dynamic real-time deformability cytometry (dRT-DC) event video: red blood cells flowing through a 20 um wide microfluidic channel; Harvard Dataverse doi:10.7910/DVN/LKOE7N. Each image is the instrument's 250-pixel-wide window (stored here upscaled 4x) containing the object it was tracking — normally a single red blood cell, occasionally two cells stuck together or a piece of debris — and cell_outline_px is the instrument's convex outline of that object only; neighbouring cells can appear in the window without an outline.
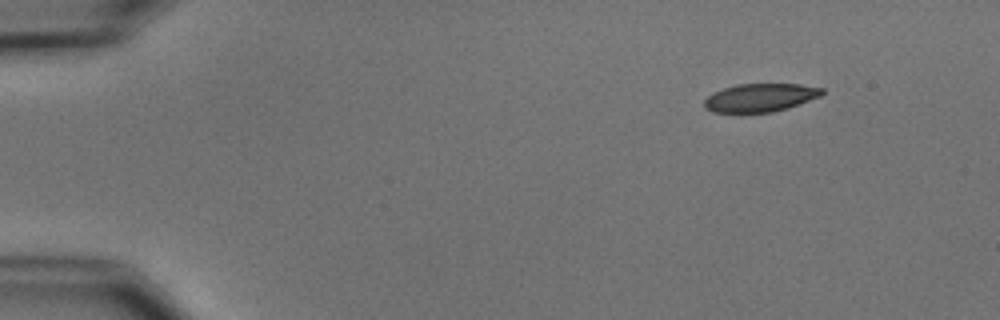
{"species": "common noctule bat (a hibernating species)", "species_latin": "Nyctalus noctula", "temperature_condition": "cold", "stored_images_in_passage": 5, "camera_frame_rate_fps": 3000, "um_per_image_px": 0.085, "animal": {"sex": "male", "body_mass_g": 15.6}, "frame": {"image": 1, "passage_image": 1, "time_ms": 0.0, "image_size_px": [1000, 320], "cell_outline_px": [[824, 92], [820, 96], [788, 108], [772, 112], [712, 112], [704, 108], [704, 100], [712, 92], [736, 84], [800, 84], [824, 88]], "centroid_in_image_um": [64.61, 8.29], "position_along_channel_um": 20.4, "area_um2": 19.36}}
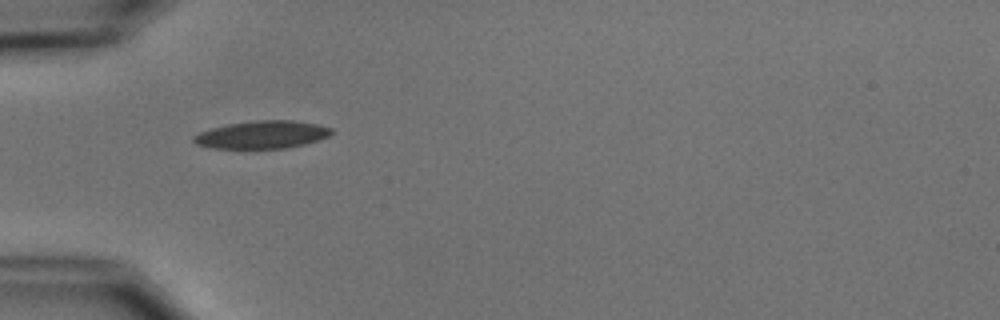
{"frame": {"image": 2, "passage_image": 4, "time_ms": 3.667, "image_size_px": [1000, 320], "cell_outline_px": [[332, 132], [328, 136], [304, 144], [284, 148], [212, 148], [196, 144], [192, 140], [192, 136], [200, 132], [212, 128], [228, 124], [256, 120], [292, 120], [316, 124], [332, 128]], "centroid_in_image_um": [22.24, 11.44], "position_along_channel_um": 62.8, "area_um2": 22.02}}